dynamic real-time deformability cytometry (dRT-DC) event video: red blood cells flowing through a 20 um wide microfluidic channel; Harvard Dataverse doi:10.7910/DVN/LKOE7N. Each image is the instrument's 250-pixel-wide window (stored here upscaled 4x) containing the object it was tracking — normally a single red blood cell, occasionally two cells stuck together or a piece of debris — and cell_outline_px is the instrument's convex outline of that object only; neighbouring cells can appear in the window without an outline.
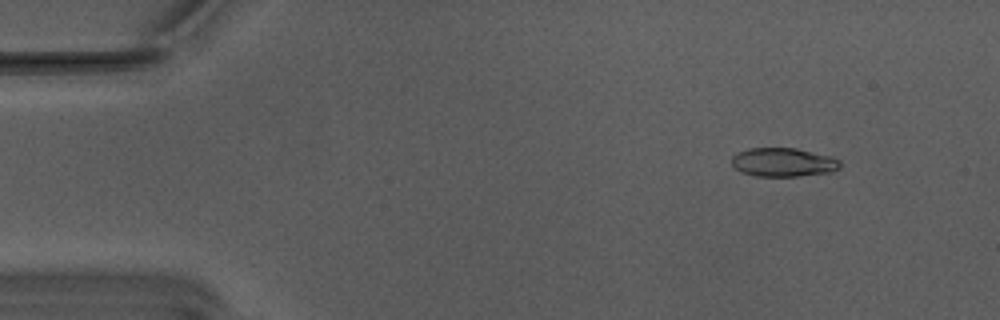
{"species": "Egyptian fruit bat (a non-hibernating species)", "species_latin": "Rousettus aegyptiacus", "temperature_condition": "warm", "stored_images_in_passage": 55, "camera_frame_rate_fps": 3000, "um_per_image_px": 0.085, "animal": {"sex": "male"}, "frame": {"image": 1, "passage_image": 6, "time_ms": 1.667, "image_size_px": [1000, 320], "cell_outline_px": [[840, 168], [832, 172], [800, 176], [756, 176], [740, 172], [732, 164], [732, 156], [736, 152], [748, 148], [796, 148], [832, 156], [840, 160]], "centroid_in_image_um": [66.59, 13.79], "position_along_channel_um": 18.4, "area_um2": 18.38}}
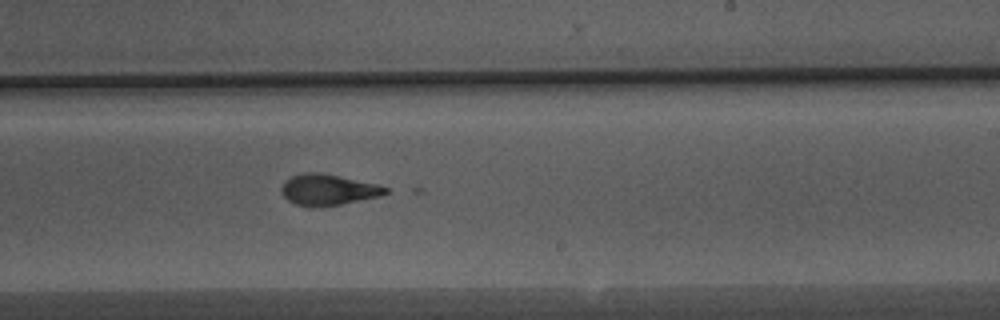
{"frame": {"image": 2, "passage_image": 33, "time_ms": 10.667, "image_size_px": [1000, 320], "cell_outline_px": [[388, 192], [380, 196], [340, 204], [296, 204], [288, 200], [284, 196], [280, 188], [284, 180], [292, 176], [304, 172], [316, 172], [376, 184], [388, 188]], "centroid_in_image_um": [27.87, 16.09], "position_along_channel_um": 261.1, "area_um2": 17.92}}
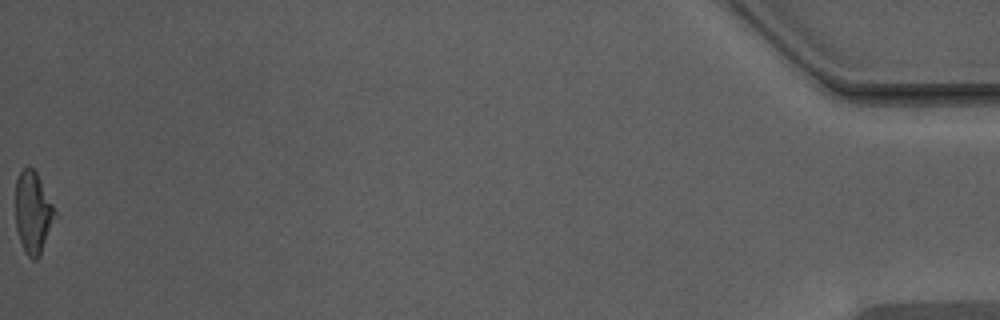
{"frame": {"image": 3, "passage_image": 55, "time_ms": 18.0, "image_size_px": [1000, 320], "cell_outline_px": [[56, 216], [40, 256], [36, 260], [32, 260], [24, 252], [16, 228], [16, 180], [20, 172], [28, 164], [36, 172], [56, 212]], "centroid_in_image_um": [2.8, 18.09], "position_along_channel_um": 432.4, "area_um2": 18.67}}